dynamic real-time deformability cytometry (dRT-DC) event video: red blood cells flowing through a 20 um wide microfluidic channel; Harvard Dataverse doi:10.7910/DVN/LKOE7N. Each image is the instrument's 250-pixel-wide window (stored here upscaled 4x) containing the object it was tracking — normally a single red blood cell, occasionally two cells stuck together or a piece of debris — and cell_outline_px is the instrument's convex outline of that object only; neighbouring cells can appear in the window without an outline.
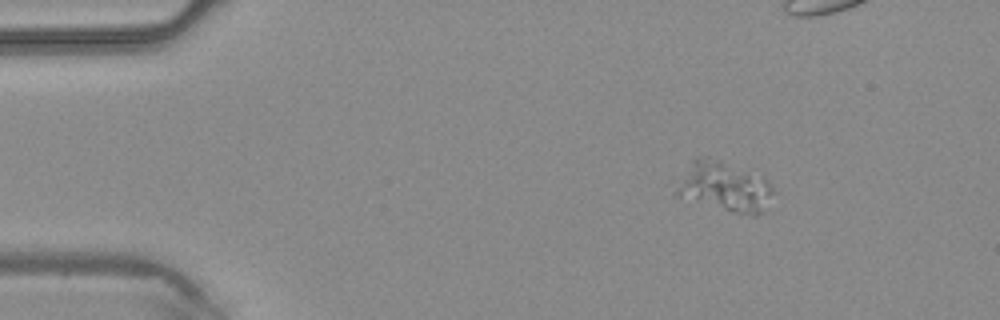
{"species": "common noctule bat (a hibernating species)", "species_latin": "Nyctalus noctula", "temperature_condition": "warm", "stored_images_in_passage": 3, "camera_frame_rate_fps": 3000, "um_per_image_px": 0.085, "animal": {"sex": "male", "body_mass_g": 20.4}, "frame": {"image": 1, "passage_image": 1, "time_ms": 0.0, "image_size_px": [1000, 320], "cell_outline_px": [[776, 192], [760, 212], [756, 216], [752, 216], [672, 196], [668, 184], [696, 156], [700, 156], [716, 160], [764, 176], [768, 180]], "centroid_in_image_um": [61.4, 15.85], "position_along_channel_um": 23.6, "area_um2": 29.02}}